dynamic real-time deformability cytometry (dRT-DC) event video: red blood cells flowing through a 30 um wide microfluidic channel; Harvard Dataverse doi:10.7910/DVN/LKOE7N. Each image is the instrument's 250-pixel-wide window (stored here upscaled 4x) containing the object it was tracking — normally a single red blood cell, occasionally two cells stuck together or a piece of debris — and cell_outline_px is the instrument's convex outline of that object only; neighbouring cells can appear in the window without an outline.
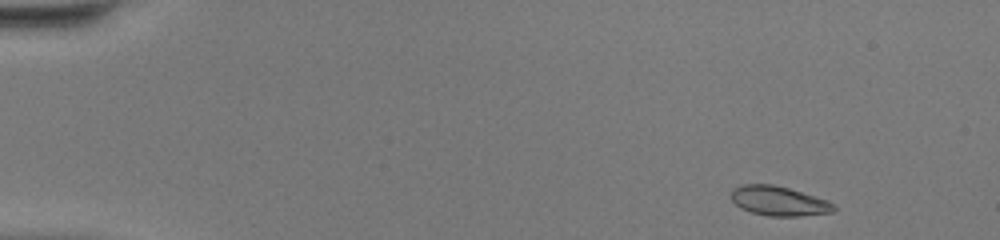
{"species": "common noctule bat (a hibernating species)", "species_latin": "Nyctalus noctula", "temperature_condition": "warm", "stored_images_in_passage": 44, "camera_frame_rate_fps": 3000, "um_per_image_px": 0.085, "animal": {"sex": "female", "body_mass_g": 20.0, "forearm_length_mm": 54.0}, "frame": {"image": 1, "passage_image": 1, "time_ms": 0.0, "image_size_px": [1000, 240], "cell_outline_px": [[836, 208], [832, 212], [800, 216], [768, 216], [752, 212], [740, 208], [732, 200], [732, 188], [744, 184], [772, 184], [788, 188], [828, 200]], "centroid_in_image_um": [66.18, 17.08], "position_along_channel_um": 18.8, "area_um2": 17.51}}
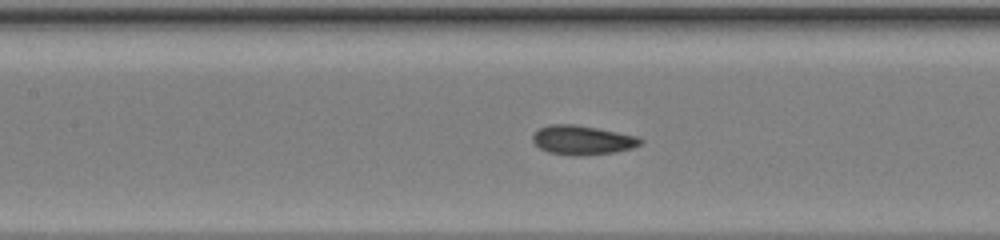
{"frame": {"image": 2, "passage_image": 19, "time_ms": 6.0, "image_size_px": [1000, 240], "cell_outline_px": [[644, 140], [640, 144], [632, 148], [616, 152], [576, 156], [548, 152], [540, 148], [532, 140], [532, 136], [540, 128], [552, 124], [576, 124], [636, 136]], "centroid_in_image_um": [49.5, 11.91], "position_along_channel_um": 157.9, "area_um2": 18.15}}
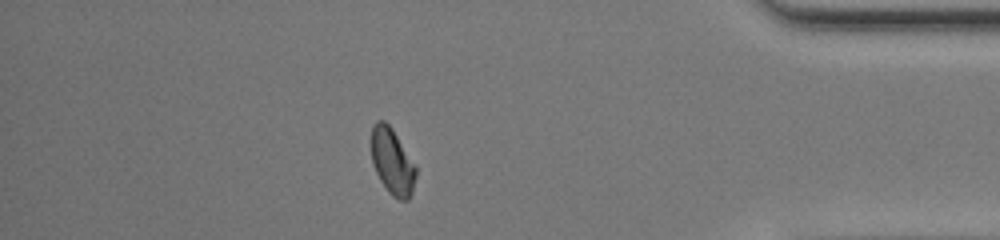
{"frame": {"image": 3, "passage_image": 38, "time_ms": 12.333, "image_size_px": [1000, 240], "cell_outline_px": [[416, 176], [412, 192], [408, 200], [400, 200], [392, 196], [388, 192], [380, 180], [372, 164], [372, 124], [376, 120], [384, 120], [392, 128], [416, 164]], "centroid_in_image_um": [33.35, 13.73], "position_along_channel_um": 401.8, "area_um2": 17.34}, "authors_computed_cell_mechanics": {"area_um2": 17.5423, "velocity_mm_per_s": 4.3712, "shape_relaxation_time_tau1_ms": 2.3855, "shape_relaxation_time_tau2_ms": 0.6441, "deformation_change_tau1": 0.12, "deformation_change_tau2": 0.0512}}